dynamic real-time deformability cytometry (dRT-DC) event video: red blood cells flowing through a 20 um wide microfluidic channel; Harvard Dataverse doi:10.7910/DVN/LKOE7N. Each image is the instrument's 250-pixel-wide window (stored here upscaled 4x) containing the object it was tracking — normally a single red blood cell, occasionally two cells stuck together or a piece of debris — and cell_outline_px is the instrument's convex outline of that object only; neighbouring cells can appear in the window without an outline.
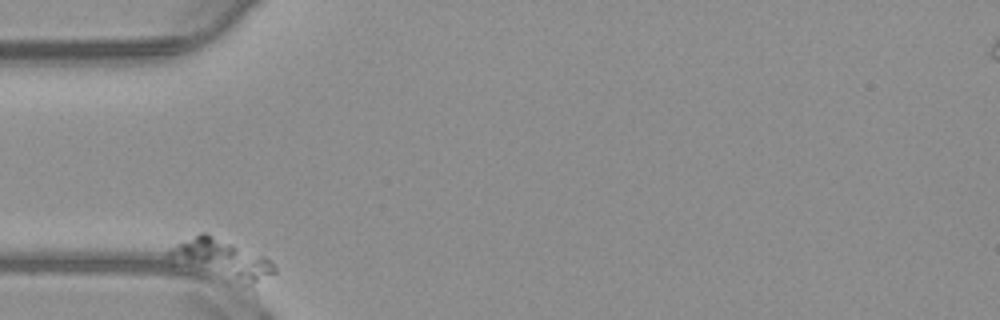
{"species": "common noctule bat (a hibernating species)", "species_latin": "Nyctalus noctula", "temperature_condition": "warm", "stored_images_in_passage": 39, "camera_frame_rate_fps": 3000, "um_per_image_px": 0.085, "animal": {"sex": "male", "body_mass_g": 23.1, "forearm_length_mm": 52.7}, "frame": {"image": 1, "passage_image": 1, "time_ms": 0.0, "image_size_px": [1000, 320], "cell_outline_px": [[276, 272], [256, 292], [244, 288], [168, 256], [168, 248], [200, 232], [208, 232], [264, 256], [272, 260], [276, 264]], "centroid_in_image_um": [19.09, 22.12], "position_along_channel_um": 65.9, "area_um2": 25.14}}
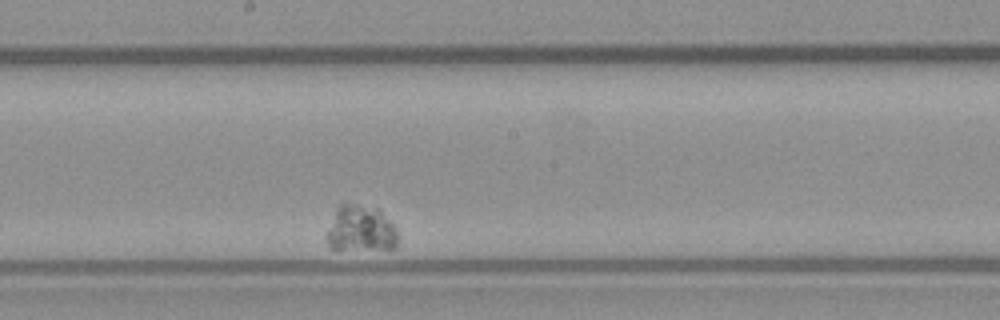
{"frame": {"image": 2, "passage_image": 23, "time_ms": 7.333, "image_size_px": [1000, 320], "cell_outline_px": [[396, 248], [388, 252], [328, 248], [324, 236], [340, 204], [352, 204], [376, 208], [396, 228]], "centroid_in_image_um": [30.66, 19.54], "position_along_channel_um": 217.5, "area_um2": 19.48}}
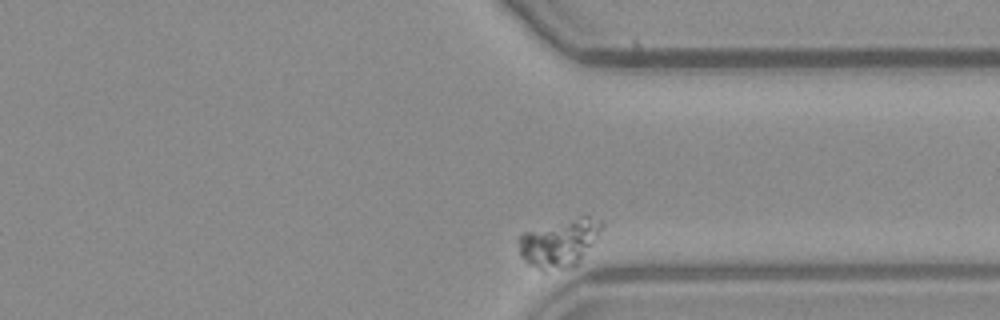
{"frame": {"image": 3, "passage_image": 39, "time_ms": 12.667, "image_size_px": [1000, 320], "cell_outline_px": [[604, 224], [592, 244], [580, 260], [572, 268], [544, 272], [524, 260], [520, 256], [520, 236], [524, 232], [580, 216], [588, 216], [604, 220]], "centroid_in_image_um": [47.58, 20.67], "position_along_channel_um": 363.8, "area_um2": 22.83}}